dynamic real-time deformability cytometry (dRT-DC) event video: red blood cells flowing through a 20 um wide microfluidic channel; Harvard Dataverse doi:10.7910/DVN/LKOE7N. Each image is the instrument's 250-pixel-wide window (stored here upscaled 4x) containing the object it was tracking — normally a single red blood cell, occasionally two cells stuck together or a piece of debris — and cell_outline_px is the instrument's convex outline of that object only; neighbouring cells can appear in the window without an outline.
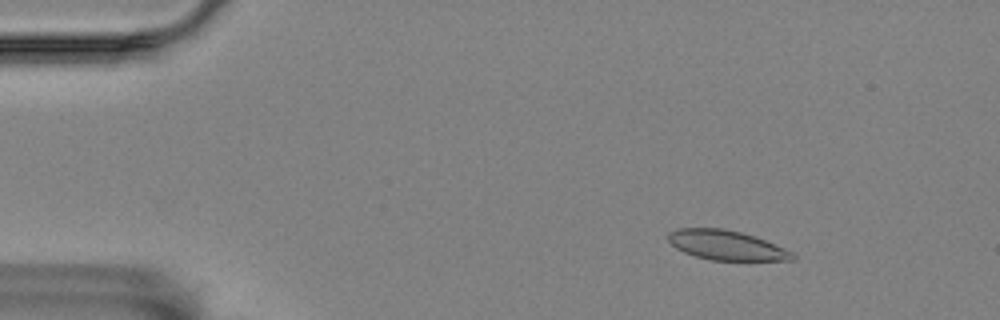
{"species": "Egyptian fruit bat (a non-hibernating species)", "species_latin": "Rousettus aegyptiacus", "temperature_condition": "room temperature", "stored_images_in_passage": 57, "camera_frame_rate_fps": 3000, "um_per_image_px": 0.085, "animal": {"sex": "female"}, "frame": {"image": 1, "passage_image": 8, "time_ms": 2.333, "image_size_px": [1000, 320], "cell_outline_px": [[796, 260], [712, 260], [696, 256], [684, 252], [676, 248], [668, 240], [668, 232], [676, 228], [724, 228], [756, 236], [792, 252], [796, 256]], "centroid_in_image_um": [61.73, 20.83], "position_along_channel_um": 23.3, "area_um2": 21.39}}
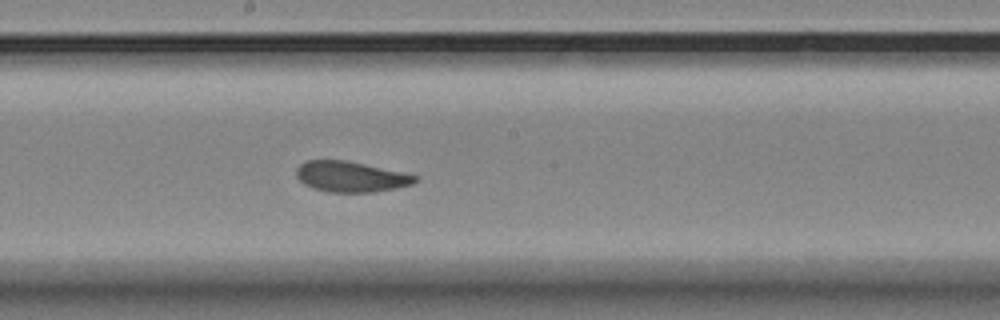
{"frame": {"image": 2, "passage_image": 31, "time_ms": 10.0, "image_size_px": [1000, 320], "cell_outline_px": [[416, 180], [412, 184], [396, 188], [372, 192], [328, 192], [312, 188], [304, 184], [296, 176], [296, 168], [300, 164], [308, 160], [344, 160], [364, 164], [400, 172], [416, 176]], "centroid_in_image_um": [29.75, 15.02], "position_along_channel_um": 218.5, "area_um2": 20.87}}
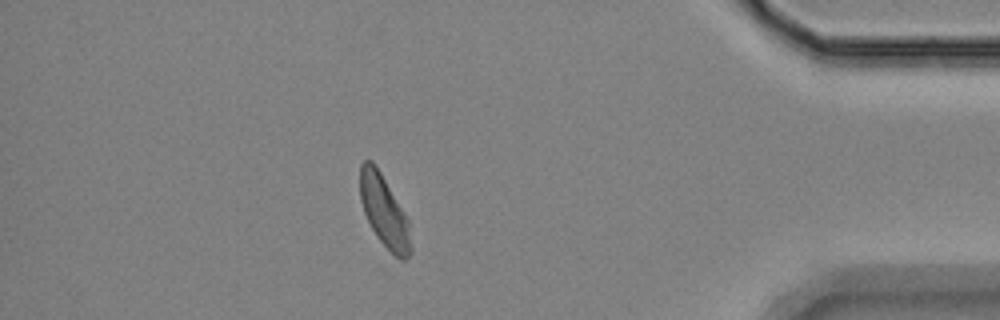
{"frame": {"image": 3, "passage_image": 50, "time_ms": 16.333, "image_size_px": [1000, 320], "cell_outline_px": [[412, 252], [404, 260], [400, 260], [376, 236], [364, 212], [360, 200], [360, 164], [364, 160], [372, 160], [380, 172], [408, 220], [412, 248]], "centroid_in_image_um": [32.65, 17.96], "position_along_channel_um": 402.6, "area_um2": 20.75}, "authors_computed_cell_mechanics": {"area_um2": 22.0796, "velocity_mm_per_s": 3.5225, "shape_relaxation_time_tau1_ms": 8.6262, "shape_relaxation_time_tau2_ms": 1.9582, "deformation_change_tau1": 0.1608, "deformation_change_tau2": 0.0567}}